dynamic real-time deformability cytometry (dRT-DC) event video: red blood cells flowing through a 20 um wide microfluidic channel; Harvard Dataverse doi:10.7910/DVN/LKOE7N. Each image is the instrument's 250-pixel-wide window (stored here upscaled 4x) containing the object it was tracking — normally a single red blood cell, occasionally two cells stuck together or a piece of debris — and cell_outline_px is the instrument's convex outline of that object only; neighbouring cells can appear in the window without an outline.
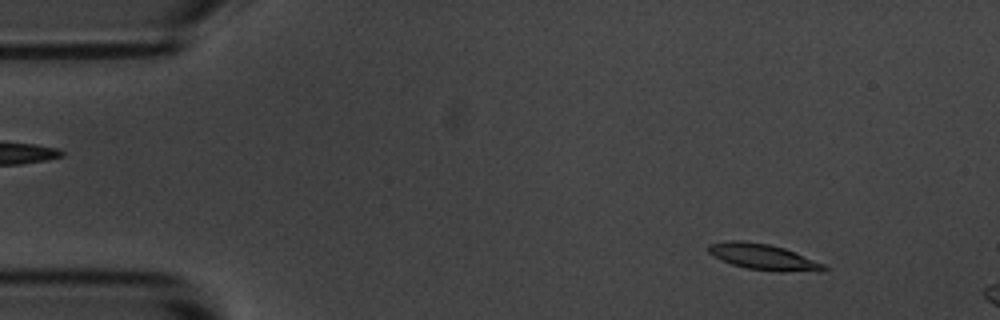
{"species": "common noctule bat (a hibernating species)", "species_latin": "Nyctalus noctula", "temperature_condition": "room temperature", "stored_images_in_passage": 3, "camera_frame_rate_fps": 3000, "um_per_image_px": 0.085, "animal": {"sex": "male", "body_mass_g": 20.1, "forearm_length_mm": 53.5}, "frame": {"image": 1, "passage_image": 1, "time_ms": 0.0, "image_size_px": [1000, 320], "cell_outline_px": [[828, 268], [784, 272], [780, 272], [748, 268], [732, 264], [708, 252], [708, 244], [728, 240], [744, 240], [768, 244], [784, 248], [824, 264]], "centroid_in_image_um": [64.79, 21.8], "position_along_channel_um": 20.2, "area_um2": 16.82}}